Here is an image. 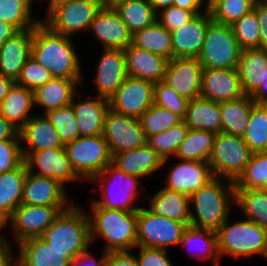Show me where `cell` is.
I'll return each mask as SVG.
<instances>
[{
	"label": "cell",
	"instance_id": "cell-1",
	"mask_svg": "<svg viewBox=\"0 0 267 266\" xmlns=\"http://www.w3.org/2000/svg\"><path fill=\"white\" fill-rule=\"evenodd\" d=\"M74 37L60 35L52 32L45 24L40 22L34 27L31 44V57L44 66L56 78L84 79L80 54L75 48ZM76 49V50H75ZM82 68V69H81ZM84 75V76H83Z\"/></svg>",
	"mask_w": 267,
	"mask_h": 266
},
{
	"label": "cell",
	"instance_id": "cell-2",
	"mask_svg": "<svg viewBox=\"0 0 267 266\" xmlns=\"http://www.w3.org/2000/svg\"><path fill=\"white\" fill-rule=\"evenodd\" d=\"M91 243L103 239L104 252L134 251L137 246V211L89 205Z\"/></svg>",
	"mask_w": 267,
	"mask_h": 266
},
{
	"label": "cell",
	"instance_id": "cell-3",
	"mask_svg": "<svg viewBox=\"0 0 267 266\" xmlns=\"http://www.w3.org/2000/svg\"><path fill=\"white\" fill-rule=\"evenodd\" d=\"M190 197V226L216 231L235 204L234 182L214 177Z\"/></svg>",
	"mask_w": 267,
	"mask_h": 266
},
{
	"label": "cell",
	"instance_id": "cell-4",
	"mask_svg": "<svg viewBox=\"0 0 267 266\" xmlns=\"http://www.w3.org/2000/svg\"><path fill=\"white\" fill-rule=\"evenodd\" d=\"M41 238L53 249L75 259L89 251L91 243L90 220L87 211L77 203L62 211L44 231Z\"/></svg>",
	"mask_w": 267,
	"mask_h": 266
},
{
	"label": "cell",
	"instance_id": "cell-5",
	"mask_svg": "<svg viewBox=\"0 0 267 266\" xmlns=\"http://www.w3.org/2000/svg\"><path fill=\"white\" fill-rule=\"evenodd\" d=\"M228 219L216 230L217 251L220 260L253 258L255 255L267 259V230L243 217L231 223Z\"/></svg>",
	"mask_w": 267,
	"mask_h": 266
},
{
	"label": "cell",
	"instance_id": "cell-6",
	"mask_svg": "<svg viewBox=\"0 0 267 266\" xmlns=\"http://www.w3.org/2000/svg\"><path fill=\"white\" fill-rule=\"evenodd\" d=\"M139 179L137 176L120 171L111 163L89 181L95 185L99 184L98 189L101 195L98 199L92 197L90 205H98L106 209L138 211L142 206L134 204L138 203L137 200L146 190V187L140 184Z\"/></svg>",
	"mask_w": 267,
	"mask_h": 266
},
{
	"label": "cell",
	"instance_id": "cell-7",
	"mask_svg": "<svg viewBox=\"0 0 267 266\" xmlns=\"http://www.w3.org/2000/svg\"><path fill=\"white\" fill-rule=\"evenodd\" d=\"M104 4L100 0H73L64 3L47 4L45 17L41 22L52 32L70 37L86 33L95 15Z\"/></svg>",
	"mask_w": 267,
	"mask_h": 266
},
{
	"label": "cell",
	"instance_id": "cell-8",
	"mask_svg": "<svg viewBox=\"0 0 267 266\" xmlns=\"http://www.w3.org/2000/svg\"><path fill=\"white\" fill-rule=\"evenodd\" d=\"M75 173L85 182L112 163L108 144L103 135L80 136L64 145Z\"/></svg>",
	"mask_w": 267,
	"mask_h": 266
},
{
	"label": "cell",
	"instance_id": "cell-9",
	"mask_svg": "<svg viewBox=\"0 0 267 266\" xmlns=\"http://www.w3.org/2000/svg\"><path fill=\"white\" fill-rule=\"evenodd\" d=\"M241 50L231 25L212 21L197 59L203 68H237Z\"/></svg>",
	"mask_w": 267,
	"mask_h": 266
},
{
	"label": "cell",
	"instance_id": "cell-10",
	"mask_svg": "<svg viewBox=\"0 0 267 266\" xmlns=\"http://www.w3.org/2000/svg\"><path fill=\"white\" fill-rule=\"evenodd\" d=\"M252 154L241 136L220 132L216 134L208 164L214 177L235 182Z\"/></svg>",
	"mask_w": 267,
	"mask_h": 266
},
{
	"label": "cell",
	"instance_id": "cell-11",
	"mask_svg": "<svg viewBox=\"0 0 267 266\" xmlns=\"http://www.w3.org/2000/svg\"><path fill=\"white\" fill-rule=\"evenodd\" d=\"M187 225L152 213L147 207L137 211V246L168 250L179 247Z\"/></svg>",
	"mask_w": 267,
	"mask_h": 266
},
{
	"label": "cell",
	"instance_id": "cell-12",
	"mask_svg": "<svg viewBox=\"0 0 267 266\" xmlns=\"http://www.w3.org/2000/svg\"><path fill=\"white\" fill-rule=\"evenodd\" d=\"M69 207L20 204L5 221V227L9 225L14 236L12 242L17 245L24 240L41 237L61 212Z\"/></svg>",
	"mask_w": 267,
	"mask_h": 266
},
{
	"label": "cell",
	"instance_id": "cell-13",
	"mask_svg": "<svg viewBox=\"0 0 267 266\" xmlns=\"http://www.w3.org/2000/svg\"><path fill=\"white\" fill-rule=\"evenodd\" d=\"M102 135L108 144L111 156L147 144V138L138 118L116 113L110 108L105 114Z\"/></svg>",
	"mask_w": 267,
	"mask_h": 266
},
{
	"label": "cell",
	"instance_id": "cell-14",
	"mask_svg": "<svg viewBox=\"0 0 267 266\" xmlns=\"http://www.w3.org/2000/svg\"><path fill=\"white\" fill-rule=\"evenodd\" d=\"M108 102L114 112L139 119L154 104V83L128 76Z\"/></svg>",
	"mask_w": 267,
	"mask_h": 266
},
{
	"label": "cell",
	"instance_id": "cell-15",
	"mask_svg": "<svg viewBox=\"0 0 267 266\" xmlns=\"http://www.w3.org/2000/svg\"><path fill=\"white\" fill-rule=\"evenodd\" d=\"M24 162L28 172L56 179L65 187H67V184H73V182H84L73 170L65 148H51L31 152L24 159Z\"/></svg>",
	"mask_w": 267,
	"mask_h": 266
},
{
	"label": "cell",
	"instance_id": "cell-16",
	"mask_svg": "<svg viewBox=\"0 0 267 266\" xmlns=\"http://www.w3.org/2000/svg\"><path fill=\"white\" fill-rule=\"evenodd\" d=\"M98 58L93 85L96 96L110 99L128 77L126 57L121 49H102Z\"/></svg>",
	"mask_w": 267,
	"mask_h": 266
},
{
	"label": "cell",
	"instance_id": "cell-17",
	"mask_svg": "<svg viewBox=\"0 0 267 266\" xmlns=\"http://www.w3.org/2000/svg\"><path fill=\"white\" fill-rule=\"evenodd\" d=\"M89 32L101 43V49L124 50L132 44L133 34L112 5L102 6L95 15Z\"/></svg>",
	"mask_w": 267,
	"mask_h": 266
},
{
	"label": "cell",
	"instance_id": "cell-18",
	"mask_svg": "<svg viewBox=\"0 0 267 266\" xmlns=\"http://www.w3.org/2000/svg\"><path fill=\"white\" fill-rule=\"evenodd\" d=\"M203 66L197 58L168 60L164 81L179 95L192 100L201 97Z\"/></svg>",
	"mask_w": 267,
	"mask_h": 266
},
{
	"label": "cell",
	"instance_id": "cell-19",
	"mask_svg": "<svg viewBox=\"0 0 267 266\" xmlns=\"http://www.w3.org/2000/svg\"><path fill=\"white\" fill-rule=\"evenodd\" d=\"M172 166L167 171L162 186L187 196H191L214 178L208 162L179 160Z\"/></svg>",
	"mask_w": 267,
	"mask_h": 266
},
{
	"label": "cell",
	"instance_id": "cell-20",
	"mask_svg": "<svg viewBox=\"0 0 267 266\" xmlns=\"http://www.w3.org/2000/svg\"><path fill=\"white\" fill-rule=\"evenodd\" d=\"M66 190L56 179L28 172L23 185L21 204L71 206L75 201L68 196Z\"/></svg>",
	"mask_w": 267,
	"mask_h": 266
},
{
	"label": "cell",
	"instance_id": "cell-21",
	"mask_svg": "<svg viewBox=\"0 0 267 266\" xmlns=\"http://www.w3.org/2000/svg\"><path fill=\"white\" fill-rule=\"evenodd\" d=\"M237 68H203L201 97L220 103L243 97Z\"/></svg>",
	"mask_w": 267,
	"mask_h": 266
},
{
	"label": "cell",
	"instance_id": "cell-22",
	"mask_svg": "<svg viewBox=\"0 0 267 266\" xmlns=\"http://www.w3.org/2000/svg\"><path fill=\"white\" fill-rule=\"evenodd\" d=\"M212 21L210 12L205 11L172 31V58H197L204 44L206 29Z\"/></svg>",
	"mask_w": 267,
	"mask_h": 266
},
{
	"label": "cell",
	"instance_id": "cell-23",
	"mask_svg": "<svg viewBox=\"0 0 267 266\" xmlns=\"http://www.w3.org/2000/svg\"><path fill=\"white\" fill-rule=\"evenodd\" d=\"M21 151L25 159L31 152L64 148L56 128L45 114H34L19 130Z\"/></svg>",
	"mask_w": 267,
	"mask_h": 266
},
{
	"label": "cell",
	"instance_id": "cell-24",
	"mask_svg": "<svg viewBox=\"0 0 267 266\" xmlns=\"http://www.w3.org/2000/svg\"><path fill=\"white\" fill-rule=\"evenodd\" d=\"M84 95L83 92L78 91L71 103L79 135L85 137L102 135L105 114L109 109L108 99L96 95H90L89 99L88 97L85 99Z\"/></svg>",
	"mask_w": 267,
	"mask_h": 266
},
{
	"label": "cell",
	"instance_id": "cell-25",
	"mask_svg": "<svg viewBox=\"0 0 267 266\" xmlns=\"http://www.w3.org/2000/svg\"><path fill=\"white\" fill-rule=\"evenodd\" d=\"M169 159H162L148 144L112 156V164L120 171L140 178H147L162 168Z\"/></svg>",
	"mask_w": 267,
	"mask_h": 266
},
{
	"label": "cell",
	"instance_id": "cell-26",
	"mask_svg": "<svg viewBox=\"0 0 267 266\" xmlns=\"http://www.w3.org/2000/svg\"><path fill=\"white\" fill-rule=\"evenodd\" d=\"M34 28L20 30L0 46V73L14 82L31 56Z\"/></svg>",
	"mask_w": 267,
	"mask_h": 266
},
{
	"label": "cell",
	"instance_id": "cell-27",
	"mask_svg": "<svg viewBox=\"0 0 267 266\" xmlns=\"http://www.w3.org/2000/svg\"><path fill=\"white\" fill-rule=\"evenodd\" d=\"M83 80L52 77L33 91L35 109L39 106L43 110L40 114H45L70 105L74 95L82 88Z\"/></svg>",
	"mask_w": 267,
	"mask_h": 266
},
{
	"label": "cell",
	"instance_id": "cell-28",
	"mask_svg": "<svg viewBox=\"0 0 267 266\" xmlns=\"http://www.w3.org/2000/svg\"><path fill=\"white\" fill-rule=\"evenodd\" d=\"M16 252V266H72L73 258L52 248L41 237L20 242Z\"/></svg>",
	"mask_w": 267,
	"mask_h": 266
},
{
	"label": "cell",
	"instance_id": "cell-29",
	"mask_svg": "<svg viewBox=\"0 0 267 266\" xmlns=\"http://www.w3.org/2000/svg\"><path fill=\"white\" fill-rule=\"evenodd\" d=\"M128 76L153 83L164 79L168 59L130 44L124 49Z\"/></svg>",
	"mask_w": 267,
	"mask_h": 266
},
{
	"label": "cell",
	"instance_id": "cell-30",
	"mask_svg": "<svg viewBox=\"0 0 267 266\" xmlns=\"http://www.w3.org/2000/svg\"><path fill=\"white\" fill-rule=\"evenodd\" d=\"M142 197L149 202L147 208L152 213L190 226L189 196L163 187L157 190L153 197L147 196L146 193L142 194Z\"/></svg>",
	"mask_w": 267,
	"mask_h": 266
},
{
	"label": "cell",
	"instance_id": "cell-31",
	"mask_svg": "<svg viewBox=\"0 0 267 266\" xmlns=\"http://www.w3.org/2000/svg\"><path fill=\"white\" fill-rule=\"evenodd\" d=\"M32 109H35L33 90L16 83L0 103L1 116L18 130L36 114Z\"/></svg>",
	"mask_w": 267,
	"mask_h": 266
},
{
	"label": "cell",
	"instance_id": "cell-32",
	"mask_svg": "<svg viewBox=\"0 0 267 266\" xmlns=\"http://www.w3.org/2000/svg\"><path fill=\"white\" fill-rule=\"evenodd\" d=\"M180 246L187 249L188 254L197 260H212L213 266H221L217 251V234L214 230L188 226L183 232Z\"/></svg>",
	"mask_w": 267,
	"mask_h": 266
},
{
	"label": "cell",
	"instance_id": "cell-33",
	"mask_svg": "<svg viewBox=\"0 0 267 266\" xmlns=\"http://www.w3.org/2000/svg\"><path fill=\"white\" fill-rule=\"evenodd\" d=\"M183 121L189 129L222 132L219 103L203 97L189 100Z\"/></svg>",
	"mask_w": 267,
	"mask_h": 266
},
{
	"label": "cell",
	"instance_id": "cell-34",
	"mask_svg": "<svg viewBox=\"0 0 267 266\" xmlns=\"http://www.w3.org/2000/svg\"><path fill=\"white\" fill-rule=\"evenodd\" d=\"M27 173L28 168L25 162L14 170L0 173V218L4 222L21 204Z\"/></svg>",
	"mask_w": 267,
	"mask_h": 266
},
{
	"label": "cell",
	"instance_id": "cell-35",
	"mask_svg": "<svg viewBox=\"0 0 267 266\" xmlns=\"http://www.w3.org/2000/svg\"><path fill=\"white\" fill-rule=\"evenodd\" d=\"M267 67V50L262 48L242 49L237 70L243 93L252 95L260 86V74Z\"/></svg>",
	"mask_w": 267,
	"mask_h": 266
},
{
	"label": "cell",
	"instance_id": "cell-36",
	"mask_svg": "<svg viewBox=\"0 0 267 266\" xmlns=\"http://www.w3.org/2000/svg\"><path fill=\"white\" fill-rule=\"evenodd\" d=\"M254 104L255 102L251 95L220 102L222 132L242 137L249 123L251 109Z\"/></svg>",
	"mask_w": 267,
	"mask_h": 266
},
{
	"label": "cell",
	"instance_id": "cell-37",
	"mask_svg": "<svg viewBox=\"0 0 267 266\" xmlns=\"http://www.w3.org/2000/svg\"><path fill=\"white\" fill-rule=\"evenodd\" d=\"M235 207L246 219L267 230V189L235 188Z\"/></svg>",
	"mask_w": 267,
	"mask_h": 266
},
{
	"label": "cell",
	"instance_id": "cell-38",
	"mask_svg": "<svg viewBox=\"0 0 267 266\" xmlns=\"http://www.w3.org/2000/svg\"><path fill=\"white\" fill-rule=\"evenodd\" d=\"M112 7L132 34L157 21V13L148 0H117Z\"/></svg>",
	"mask_w": 267,
	"mask_h": 266
},
{
	"label": "cell",
	"instance_id": "cell-39",
	"mask_svg": "<svg viewBox=\"0 0 267 266\" xmlns=\"http://www.w3.org/2000/svg\"><path fill=\"white\" fill-rule=\"evenodd\" d=\"M132 44L149 52L172 59V35L158 21L135 32Z\"/></svg>",
	"mask_w": 267,
	"mask_h": 266
},
{
	"label": "cell",
	"instance_id": "cell-40",
	"mask_svg": "<svg viewBox=\"0 0 267 266\" xmlns=\"http://www.w3.org/2000/svg\"><path fill=\"white\" fill-rule=\"evenodd\" d=\"M216 134L211 131L189 129L186 138L175 153L177 160L208 162Z\"/></svg>",
	"mask_w": 267,
	"mask_h": 266
},
{
	"label": "cell",
	"instance_id": "cell-41",
	"mask_svg": "<svg viewBox=\"0 0 267 266\" xmlns=\"http://www.w3.org/2000/svg\"><path fill=\"white\" fill-rule=\"evenodd\" d=\"M32 0H0V21L13 25L18 31L34 28L41 19L34 16Z\"/></svg>",
	"mask_w": 267,
	"mask_h": 266
},
{
	"label": "cell",
	"instance_id": "cell-42",
	"mask_svg": "<svg viewBox=\"0 0 267 266\" xmlns=\"http://www.w3.org/2000/svg\"><path fill=\"white\" fill-rule=\"evenodd\" d=\"M243 140L252 153L267 152V104L252 106Z\"/></svg>",
	"mask_w": 267,
	"mask_h": 266
},
{
	"label": "cell",
	"instance_id": "cell-43",
	"mask_svg": "<svg viewBox=\"0 0 267 266\" xmlns=\"http://www.w3.org/2000/svg\"><path fill=\"white\" fill-rule=\"evenodd\" d=\"M189 128L182 121L170 129L157 133L147 138V144L164 159L174 158L178 146L184 141Z\"/></svg>",
	"mask_w": 267,
	"mask_h": 266
},
{
	"label": "cell",
	"instance_id": "cell-44",
	"mask_svg": "<svg viewBox=\"0 0 267 266\" xmlns=\"http://www.w3.org/2000/svg\"><path fill=\"white\" fill-rule=\"evenodd\" d=\"M183 119L170 110L153 104L140 118L139 122L146 138L172 128Z\"/></svg>",
	"mask_w": 267,
	"mask_h": 266
},
{
	"label": "cell",
	"instance_id": "cell-45",
	"mask_svg": "<svg viewBox=\"0 0 267 266\" xmlns=\"http://www.w3.org/2000/svg\"><path fill=\"white\" fill-rule=\"evenodd\" d=\"M234 187L267 189V152L251 155L243 173L234 182Z\"/></svg>",
	"mask_w": 267,
	"mask_h": 266
},
{
	"label": "cell",
	"instance_id": "cell-46",
	"mask_svg": "<svg viewBox=\"0 0 267 266\" xmlns=\"http://www.w3.org/2000/svg\"><path fill=\"white\" fill-rule=\"evenodd\" d=\"M231 27L241 49L259 48L260 25L254 10L236 20Z\"/></svg>",
	"mask_w": 267,
	"mask_h": 266
},
{
	"label": "cell",
	"instance_id": "cell-47",
	"mask_svg": "<svg viewBox=\"0 0 267 266\" xmlns=\"http://www.w3.org/2000/svg\"><path fill=\"white\" fill-rule=\"evenodd\" d=\"M45 115L56 128L64 145L80 137L71 104L59 109L50 110Z\"/></svg>",
	"mask_w": 267,
	"mask_h": 266
},
{
	"label": "cell",
	"instance_id": "cell-48",
	"mask_svg": "<svg viewBox=\"0 0 267 266\" xmlns=\"http://www.w3.org/2000/svg\"><path fill=\"white\" fill-rule=\"evenodd\" d=\"M256 0H226L218 3L211 11L212 20L219 24L231 25L254 9Z\"/></svg>",
	"mask_w": 267,
	"mask_h": 266
},
{
	"label": "cell",
	"instance_id": "cell-49",
	"mask_svg": "<svg viewBox=\"0 0 267 266\" xmlns=\"http://www.w3.org/2000/svg\"><path fill=\"white\" fill-rule=\"evenodd\" d=\"M189 100L179 95L164 80L154 83V104L185 118Z\"/></svg>",
	"mask_w": 267,
	"mask_h": 266
},
{
	"label": "cell",
	"instance_id": "cell-50",
	"mask_svg": "<svg viewBox=\"0 0 267 266\" xmlns=\"http://www.w3.org/2000/svg\"><path fill=\"white\" fill-rule=\"evenodd\" d=\"M51 78V73L30 56L22 67L20 75L15 83L34 91Z\"/></svg>",
	"mask_w": 267,
	"mask_h": 266
},
{
	"label": "cell",
	"instance_id": "cell-51",
	"mask_svg": "<svg viewBox=\"0 0 267 266\" xmlns=\"http://www.w3.org/2000/svg\"><path fill=\"white\" fill-rule=\"evenodd\" d=\"M23 162L20 139L0 141V173L14 170Z\"/></svg>",
	"mask_w": 267,
	"mask_h": 266
},
{
	"label": "cell",
	"instance_id": "cell-52",
	"mask_svg": "<svg viewBox=\"0 0 267 266\" xmlns=\"http://www.w3.org/2000/svg\"><path fill=\"white\" fill-rule=\"evenodd\" d=\"M194 16L192 11L170 6L157 13V21L172 32L188 23Z\"/></svg>",
	"mask_w": 267,
	"mask_h": 266
},
{
	"label": "cell",
	"instance_id": "cell-53",
	"mask_svg": "<svg viewBox=\"0 0 267 266\" xmlns=\"http://www.w3.org/2000/svg\"><path fill=\"white\" fill-rule=\"evenodd\" d=\"M136 249L139 250L135 255L138 266H174L169 250L141 246H136Z\"/></svg>",
	"mask_w": 267,
	"mask_h": 266
},
{
	"label": "cell",
	"instance_id": "cell-54",
	"mask_svg": "<svg viewBox=\"0 0 267 266\" xmlns=\"http://www.w3.org/2000/svg\"><path fill=\"white\" fill-rule=\"evenodd\" d=\"M104 266H138V263L133 252H106Z\"/></svg>",
	"mask_w": 267,
	"mask_h": 266
},
{
	"label": "cell",
	"instance_id": "cell-55",
	"mask_svg": "<svg viewBox=\"0 0 267 266\" xmlns=\"http://www.w3.org/2000/svg\"><path fill=\"white\" fill-rule=\"evenodd\" d=\"M13 243L0 231V266H16V252Z\"/></svg>",
	"mask_w": 267,
	"mask_h": 266
},
{
	"label": "cell",
	"instance_id": "cell-56",
	"mask_svg": "<svg viewBox=\"0 0 267 266\" xmlns=\"http://www.w3.org/2000/svg\"><path fill=\"white\" fill-rule=\"evenodd\" d=\"M253 10L257 14L260 25L259 48L267 50V6L256 2Z\"/></svg>",
	"mask_w": 267,
	"mask_h": 266
},
{
	"label": "cell",
	"instance_id": "cell-57",
	"mask_svg": "<svg viewBox=\"0 0 267 266\" xmlns=\"http://www.w3.org/2000/svg\"><path fill=\"white\" fill-rule=\"evenodd\" d=\"M105 258L106 252L104 251L100 257H96L91 251H88L73 259L72 266H104Z\"/></svg>",
	"mask_w": 267,
	"mask_h": 266
},
{
	"label": "cell",
	"instance_id": "cell-58",
	"mask_svg": "<svg viewBox=\"0 0 267 266\" xmlns=\"http://www.w3.org/2000/svg\"><path fill=\"white\" fill-rule=\"evenodd\" d=\"M173 6L187 11H192L195 15L207 11L204 0H174Z\"/></svg>",
	"mask_w": 267,
	"mask_h": 266
},
{
	"label": "cell",
	"instance_id": "cell-59",
	"mask_svg": "<svg viewBox=\"0 0 267 266\" xmlns=\"http://www.w3.org/2000/svg\"><path fill=\"white\" fill-rule=\"evenodd\" d=\"M257 104H267V67L260 74V86L251 95Z\"/></svg>",
	"mask_w": 267,
	"mask_h": 266
},
{
	"label": "cell",
	"instance_id": "cell-60",
	"mask_svg": "<svg viewBox=\"0 0 267 266\" xmlns=\"http://www.w3.org/2000/svg\"><path fill=\"white\" fill-rule=\"evenodd\" d=\"M9 139H20L19 130L0 114V141Z\"/></svg>",
	"mask_w": 267,
	"mask_h": 266
},
{
	"label": "cell",
	"instance_id": "cell-61",
	"mask_svg": "<svg viewBox=\"0 0 267 266\" xmlns=\"http://www.w3.org/2000/svg\"><path fill=\"white\" fill-rule=\"evenodd\" d=\"M17 32L13 25L0 21V46Z\"/></svg>",
	"mask_w": 267,
	"mask_h": 266
},
{
	"label": "cell",
	"instance_id": "cell-62",
	"mask_svg": "<svg viewBox=\"0 0 267 266\" xmlns=\"http://www.w3.org/2000/svg\"><path fill=\"white\" fill-rule=\"evenodd\" d=\"M14 83L15 82L12 79L7 78L2 73H0V103L8 94V91Z\"/></svg>",
	"mask_w": 267,
	"mask_h": 266
},
{
	"label": "cell",
	"instance_id": "cell-63",
	"mask_svg": "<svg viewBox=\"0 0 267 266\" xmlns=\"http://www.w3.org/2000/svg\"><path fill=\"white\" fill-rule=\"evenodd\" d=\"M148 1L156 13L160 12L165 8L173 6L174 2V0H148Z\"/></svg>",
	"mask_w": 267,
	"mask_h": 266
},
{
	"label": "cell",
	"instance_id": "cell-64",
	"mask_svg": "<svg viewBox=\"0 0 267 266\" xmlns=\"http://www.w3.org/2000/svg\"><path fill=\"white\" fill-rule=\"evenodd\" d=\"M226 0H204L206 10L210 12L218 3H221Z\"/></svg>",
	"mask_w": 267,
	"mask_h": 266
},
{
	"label": "cell",
	"instance_id": "cell-65",
	"mask_svg": "<svg viewBox=\"0 0 267 266\" xmlns=\"http://www.w3.org/2000/svg\"><path fill=\"white\" fill-rule=\"evenodd\" d=\"M67 1H73V0H51L48 4L64 3Z\"/></svg>",
	"mask_w": 267,
	"mask_h": 266
},
{
	"label": "cell",
	"instance_id": "cell-66",
	"mask_svg": "<svg viewBox=\"0 0 267 266\" xmlns=\"http://www.w3.org/2000/svg\"><path fill=\"white\" fill-rule=\"evenodd\" d=\"M104 5H112L117 0H100Z\"/></svg>",
	"mask_w": 267,
	"mask_h": 266
},
{
	"label": "cell",
	"instance_id": "cell-67",
	"mask_svg": "<svg viewBox=\"0 0 267 266\" xmlns=\"http://www.w3.org/2000/svg\"><path fill=\"white\" fill-rule=\"evenodd\" d=\"M6 227H5V222L0 218V231L5 232Z\"/></svg>",
	"mask_w": 267,
	"mask_h": 266
},
{
	"label": "cell",
	"instance_id": "cell-68",
	"mask_svg": "<svg viewBox=\"0 0 267 266\" xmlns=\"http://www.w3.org/2000/svg\"><path fill=\"white\" fill-rule=\"evenodd\" d=\"M256 2L267 6V0H256Z\"/></svg>",
	"mask_w": 267,
	"mask_h": 266
},
{
	"label": "cell",
	"instance_id": "cell-69",
	"mask_svg": "<svg viewBox=\"0 0 267 266\" xmlns=\"http://www.w3.org/2000/svg\"><path fill=\"white\" fill-rule=\"evenodd\" d=\"M32 1H33V3L37 2V1H38V2L41 1V2H43V3H45V2H46V3H49L51 0H36L35 2H34V0H32ZM44 1H45V2H44Z\"/></svg>",
	"mask_w": 267,
	"mask_h": 266
}]
</instances>
